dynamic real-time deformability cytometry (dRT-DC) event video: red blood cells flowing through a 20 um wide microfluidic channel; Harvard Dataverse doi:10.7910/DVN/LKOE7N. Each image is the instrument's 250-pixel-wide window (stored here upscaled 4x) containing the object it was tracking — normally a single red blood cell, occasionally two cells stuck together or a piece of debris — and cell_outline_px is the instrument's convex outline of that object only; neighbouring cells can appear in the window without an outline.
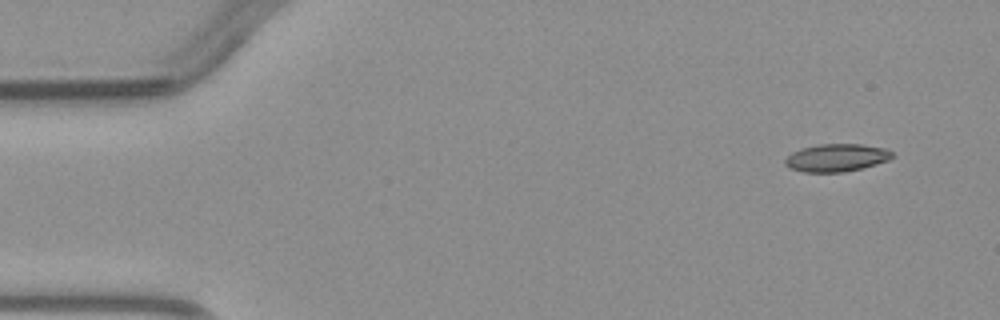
{"species": "common noctule bat (a hibernating species)", "species_latin": "Nyctalus noctula", "temperature_condition": "warm", "stored_images_in_passage": 3, "camera_frame_rate_fps": 3000, "um_per_image_px": 0.085, "animal": {"sex": "male", "body_mass_g": 23.1, "forearm_length_mm": 52.7}, "frame": {"image": 1, "passage_image": 1, "time_ms": 0.0, "image_size_px": [1000, 320], "cell_outline_px": [[896, 156], [888, 160], [864, 168], [844, 172], [804, 172], [788, 168], [784, 164], [784, 160], [792, 152], [800, 148], [820, 144], [860, 144], [884, 148], [892, 152]], "centroid_in_image_um": [71.09, 13.41], "position_along_channel_um": 13.9, "area_um2": 17.46}}
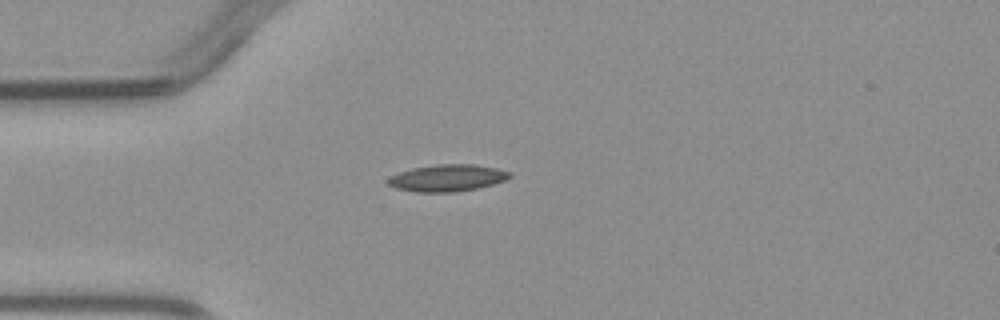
{"frame": {"image": 2, "passage_image": 3, "time_ms": 3.0, "image_size_px": [1000, 320], "cell_outline_px": [[512, 176], [504, 180], [492, 184], [476, 188], [456, 192], [416, 192], [396, 188], [388, 184], [388, 176], [412, 168], [436, 164], [472, 164], [496, 168], [512, 172]], "centroid_in_image_um": [38.01, 15.12], "position_along_channel_um": 47.0, "area_um2": 19.02}}